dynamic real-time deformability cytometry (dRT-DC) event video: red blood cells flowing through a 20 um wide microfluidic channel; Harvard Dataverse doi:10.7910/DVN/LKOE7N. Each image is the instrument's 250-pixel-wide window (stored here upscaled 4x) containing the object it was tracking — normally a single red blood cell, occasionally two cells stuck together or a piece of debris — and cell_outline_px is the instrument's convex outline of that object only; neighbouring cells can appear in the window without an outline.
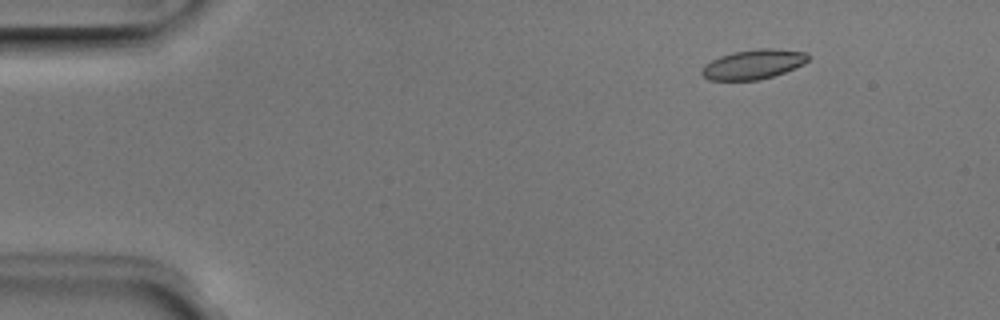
{"species": "Egyptian fruit bat (a non-hibernating species)", "species_latin": "Rousettus aegyptiacus", "temperature_condition": "room temperature", "stored_images_in_passage": 47, "camera_frame_rate_fps": 3000, "um_per_image_px": 0.085, "animal": {"sex": "male"}, "frame": {"image": 1, "passage_image": 2, "time_ms": 0.333, "image_size_px": [1000, 320], "cell_outline_px": [[812, 56], [804, 64], [784, 72], [760, 80], [708, 80], [700, 72], [700, 68], [704, 64], [720, 56], [732, 52], [756, 48], [776, 48], [804, 52]], "centroid_in_image_um": [64.02, 5.46], "position_along_channel_um": 21.0, "area_um2": 18.55}}
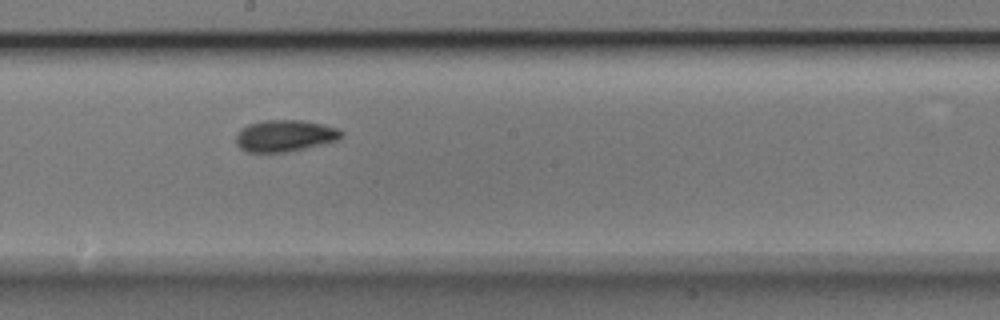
{"frame": {"image": 2, "passage_image": 24, "time_ms": 7.667, "image_size_px": [1000, 320], "cell_outline_px": [[344, 136], [336, 140], [320, 144], [284, 152], [248, 152], [240, 148], [236, 144], [236, 132], [240, 128], [248, 124], [264, 120], [300, 120], [320, 124], [336, 128], [344, 132]], "centroid_in_image_um": [24.15, 11.53], "position_along_channel_um": 224.0, "area_um2": 19.25}}
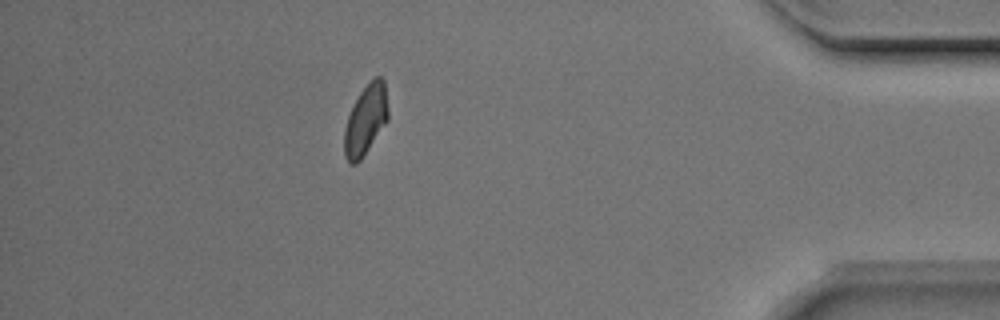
{"frame": {"image": 3, "passage_image": 41, "time_ms": 13.333, "image_size_px": [1000, 320], "cell_outline_px": [[388, 120], [364, 156], [356, 164], [352, 164], [344, 156], [344, 128], [348, 116], [360, 92], [376, 76], [380, 76], [384, 80], [388, 108]], "centroid_in_image_um": [31.09, 10.22], "position_along_channel_um": 404.1, "area_um2": 17.74}, "authors_computed_cell_mechanics": {"area_um2": 18.207, "velocity_mm_per_s": 3.9597, "shape_relaxation_time_tau1_ms": 2.8177, "shape_relaxation_time_tau2_ms": 1.8587, "deformation_change_tau1": 0.1063, "deformation_change_tau2": 0.0723}}